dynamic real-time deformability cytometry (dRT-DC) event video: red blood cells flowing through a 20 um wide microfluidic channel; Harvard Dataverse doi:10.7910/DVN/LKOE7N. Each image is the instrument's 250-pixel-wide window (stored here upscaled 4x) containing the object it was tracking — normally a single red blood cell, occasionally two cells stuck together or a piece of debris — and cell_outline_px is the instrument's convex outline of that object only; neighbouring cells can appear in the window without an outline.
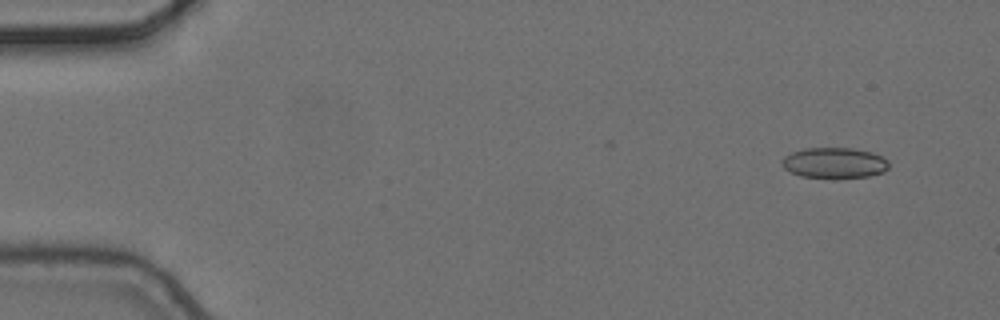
{"species": "common noctule bat (a hibernating species)", "species_latin": "Nyctalus noctula", "temperature_condition": "cold", "stored_images_in_passage": 4, "camera_frame_rate_fps": 3000, "um_per_image_px": 0.085, "animal": {"sex": "female", "body_mass_g": 24.6, "forearm_length_mm": 56.2}, "frame": {"image": 1, "passage_image": 1, "time_ms": 0.0, "image_size_px": [1000, 320], "cell_outline_px": [[888, 168], [884, 172], [868, 176], [800, 176], [784, 168], [780, 164], [780, 160], [784, 156], [792, 152], [804, 148], [852, 148], [872, 152], [888, 160]], "centroid_in_image_um": [70.9, 13.81], "position_along_channel_um": 14.1, "area_um2": 18.67}}